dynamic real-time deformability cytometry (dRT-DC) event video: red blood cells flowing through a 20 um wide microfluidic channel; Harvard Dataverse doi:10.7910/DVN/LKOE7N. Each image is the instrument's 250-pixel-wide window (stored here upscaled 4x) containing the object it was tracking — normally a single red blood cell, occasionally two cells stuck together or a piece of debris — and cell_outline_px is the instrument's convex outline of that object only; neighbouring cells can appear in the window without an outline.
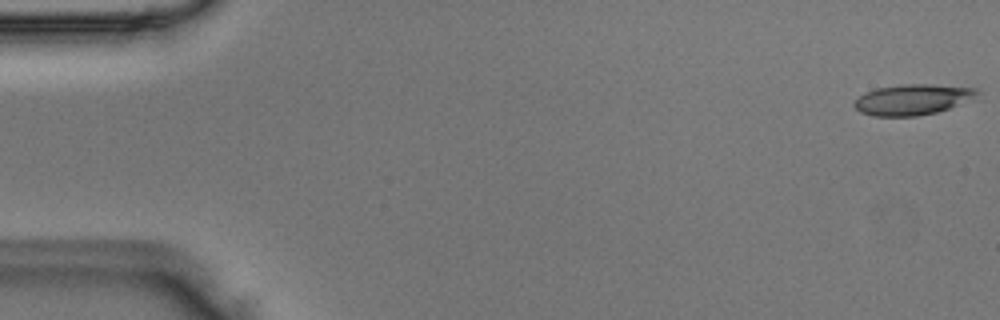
{"species": "Egyptian fruit bat (a non-hibernating species)", "species_latin": "Rousettus aegyptiacus", "temperature_condition": "room temperature", "stored_images_in_passage": 51, "camera_frame_rate_fps": 3000, "um_per_image_px": 0.085, "animal": {"sex": "male"}, "frame": {"image": 1, "passage_image": 1, "time_ms": 0.0, "image_size_px": [1000, 320], "cell_outline_px": [[980, 92], [948, 108], [936, 112], [916, 116], [872, 116], [860, 112], [852, 104], [864, 92], [876, 88], [900, 84], [932, 84], [976, 88]], "centroid_in_image_um": [77.46, 8.45], "position_along_channel_um": 7.5, "area_um2": 21.56}}
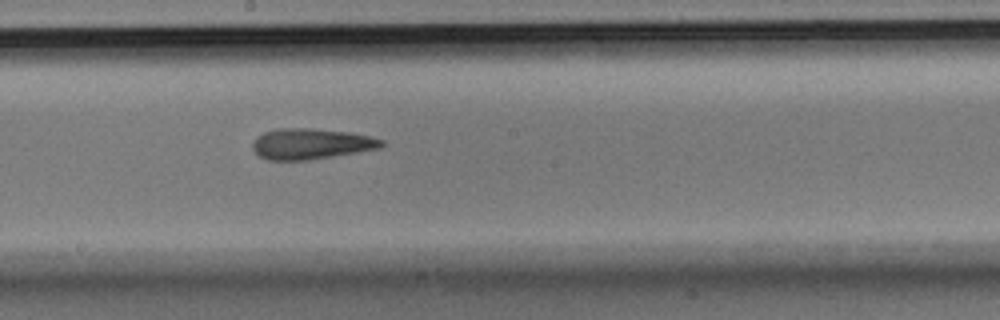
{"frame": {"image": 2, "passage_image": 28, "time_ms": 9.0, "image_size_px": [1000, 320], "cell_outline_px": [[384, 144], [380, 148], [308, 160], [268, 160], [260, 156], [252, 148], [252, 144], [256, 136], [264, 132], [276, 128], [308, 128], [348, 132], [368, 136], [384, 140]], "centroid_in_image_um": [26.4, 12.22], "position_along_channel_um": 221.8, "area_um2": 22.95}}
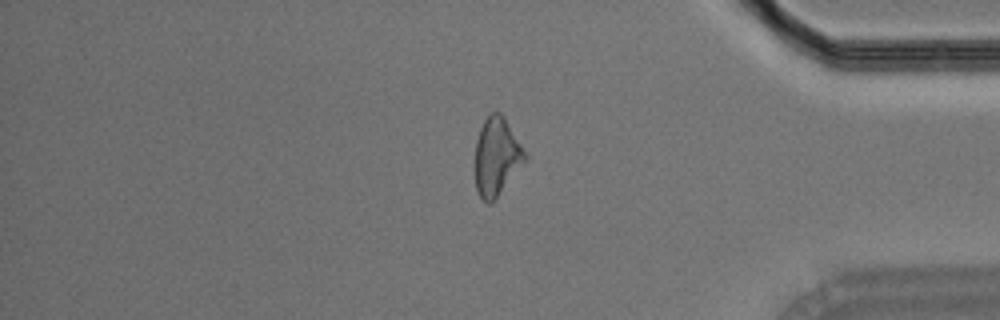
{"frame": {"image": 3, "passage_image": 43, "time_ms": 14.0, "image_size_px": [1000, 320], "cell_outline_px": [[528, 160], [496, 196], [488, 204], [480, 196], [476, 188], [476, 140], [480, 128], [484, 120], [492, 112], [500, 112], [504, 116], [528, 156]], "centroid_in_image_um": [42.24, 13.27], "position_along_channel_um": 393.0, "area_um2": 22.31}}